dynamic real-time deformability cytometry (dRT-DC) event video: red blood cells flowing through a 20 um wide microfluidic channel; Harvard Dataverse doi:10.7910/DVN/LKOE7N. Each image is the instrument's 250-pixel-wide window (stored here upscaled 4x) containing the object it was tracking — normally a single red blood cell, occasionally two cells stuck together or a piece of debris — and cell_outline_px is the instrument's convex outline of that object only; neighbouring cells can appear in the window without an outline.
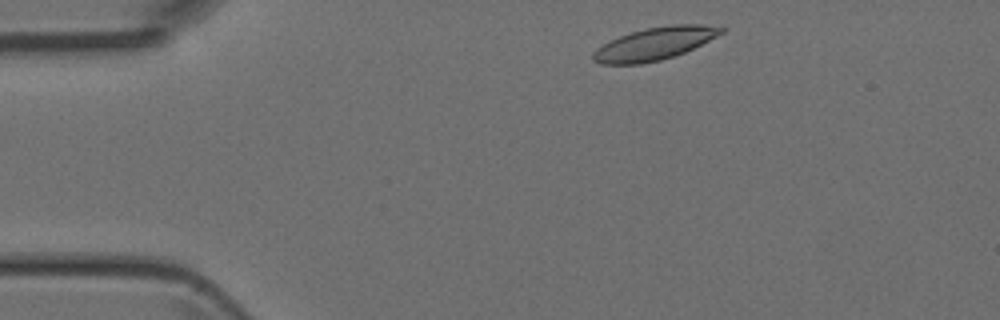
{"species": "Egyptian fruit bat (a non-hibernating species)", "species_latin": "Rousettus aegyptiacus", "temperature_condition": "room temperature", "stored_images_in_passage": 21, "camera_frame_rate_fps": 3000, "um_per_image_px": 0.085, "animal": {"sex": "female"}, "frame": {"image": 1, "passage_image": 2, "time_ms": 0.333, "image_size_px": [1000, 320], "cell_outline_px": [[728, 28], [724, 32], [684, 52], [660, 60], [640, 64], [600, 64], [592, 60], [592, 52], [596, 48], [620, 36], [644, 28], [672, 24], [700, 24]], "centroid_in_image_um": [55.62, 3.71], "position_along_channel_um": 29.4, "area_um2": 24.1}}
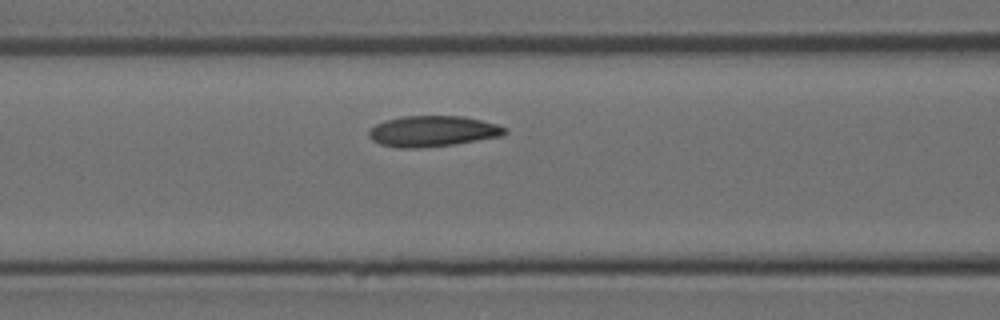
{"frame": {"image": 2, "passage_image": 13, "time_ms": 4.0, "image_size_px": [1000, 320], "cell_outline_px": [[508, 132], [504, 136], [456, 144], [420, 148], [400, 148], [380, 144], [372, 140], [368, 136], [368, 132], [376, 124], [384, 120], [404, 116], [464, 116], [496, 124], [508, 128]], "centroid_in_image_um": [36.81, 11.16], "position_along_channel_um": 129.8, "area_um2": 24.62}}
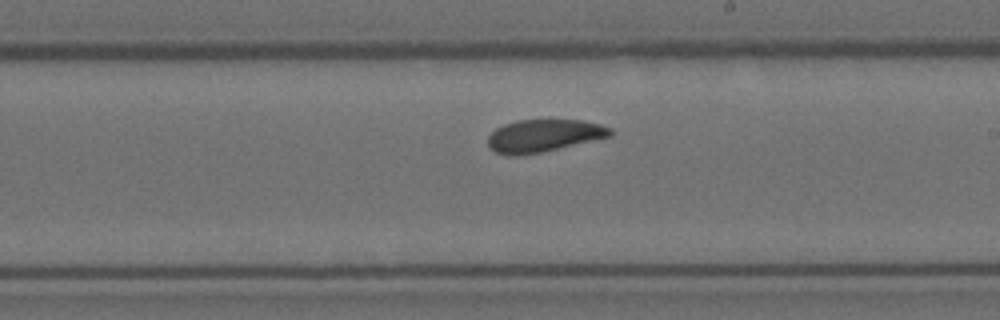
{"frame": {"image": 3, "passage_image": 21, "time_ms": 6.667, "image_size_px": [1000, 320], "cell_outline_px": [[612, 136], [540, 152], [520, 156], [508, 156], [496, 152], [488, 148], [488, 136], [496, 128], [504, 124], [516, 120], [584, 120], [600, 124], [612, 128]], "centroid_in_image_um": [46.19, 11.53], "position_along_channel_um": 242.8, "area_um2": 23.24}}